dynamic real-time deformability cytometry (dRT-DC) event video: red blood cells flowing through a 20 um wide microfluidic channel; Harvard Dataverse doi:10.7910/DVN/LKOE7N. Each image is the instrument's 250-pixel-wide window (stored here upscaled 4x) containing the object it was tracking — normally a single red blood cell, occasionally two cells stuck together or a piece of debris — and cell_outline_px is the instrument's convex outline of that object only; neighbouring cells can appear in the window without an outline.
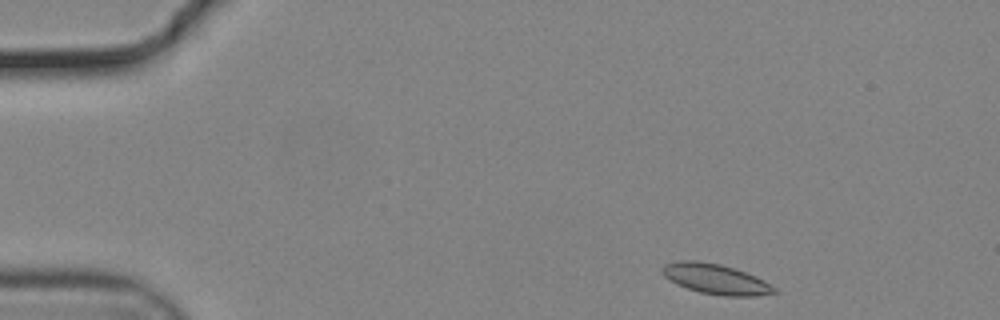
{"species": "common noctule bat (a hibernating species)", "species_latin": "Nyctalus noctula", "temperature_condition": "cold", "stored_images_in_passage": 50, "camera_frame_rate_fps": 3000, "um_per_image_px": 0.085, "animal": {"sex": "male", "body_mass_g": 19.2, "forearm_length_mm": 51.8}, "frame": {"image": 1, "passage_image": 2, "time_ms": 0.333, "image_size_px": [1000, 320], "cell_outline_px": [[780, 292], [756, 296], [724, 296], [700, 292], [676, 284], [664, 276], [660, 272], [660, 268], [664, 264], [680, 260], [696, 260], [720, 264], [756, 276], [764, 280], [776, 288]], "centroid_in_image_um": [60.82, 23.72], "position_along_channel_um": 24.2, "area_um2": 19.77}}
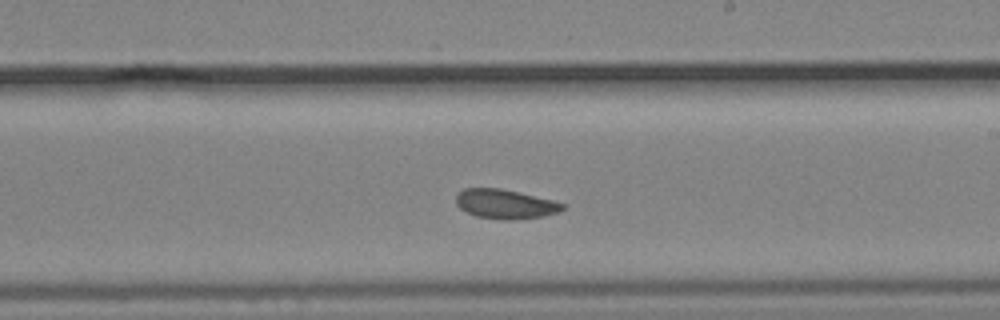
{"frame": {"image": 2, "passage_image": 27, "time_ms": 8.667, "image_size_px": [1000, 320], "cell_outline_px": [[564, 208], [560, 212], [544, 216], [508, 220], [504, 220], [476, 216], [464, 212], [456, 204], [456, 196], [464, 188], [500, 188], [552, 200], [564, 204]], "centroid_in_image_um": [42.92, 17.35], "position_along_channel_um": 246.1, "area_um2": 18.15}}
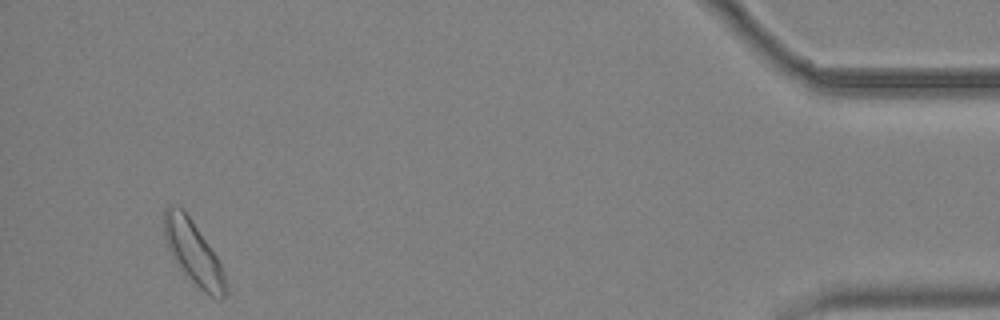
{"frame": {"image": 3, "passage_image": 47, "time_ms": 15.333, "image_size_px": [1000, 320], "cell_outline_px": [[224, 296], [220, 300], [204, 292], [176, 264], [168, 248], [164, 236], [164, 208], [168, 204], [176, 204], [184, 208], [216, 256], [224, 272]], "centroid_in_image_um": [16.37, 21.38], "position_along_channel_um": 418.8, "area_um2": 22.31}, "authors_computed_cell_mechanics": {"area_um2": 18.9006, "velocity_mm_per_s": 3.6726, "shape_relaxation_time_tau1_ms": 7.0042, "shape_relaxation_time_tau2_ms": 3.4084, "deformation_change_tau1": 0.1276, "deformation_change_tau2": 0.0763}}